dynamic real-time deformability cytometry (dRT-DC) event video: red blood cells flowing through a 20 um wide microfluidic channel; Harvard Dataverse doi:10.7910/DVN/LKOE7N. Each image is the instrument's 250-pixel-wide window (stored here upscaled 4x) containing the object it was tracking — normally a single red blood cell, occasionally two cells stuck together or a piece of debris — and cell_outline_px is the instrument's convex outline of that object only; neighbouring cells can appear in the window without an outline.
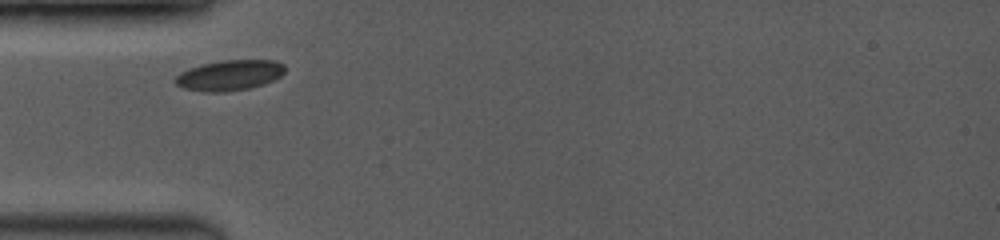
{"species": "common noctule bat (a hibernating species)", "species_latin": "Nyctalus noctula", "temperature_condition": "room temperature", "stored_images_in_passage": 3, "camera_frame_rate_fps": 3500, "um_per_image_px": 0.085, "animal": {"sex": "female", "body_mass_g": 19.0, "forearm_length_mm": 53.3}, "frame": {"image": 1, "passage_image": 1, "time_ms": 0.0, "image_size_px": [1000, 240], "cell_outline_px": [[284, 72], [280, 76], [264, 84], [248, 88], [224, 92], [204, 92], [184, 88], [176, 84], [172, 80], [180, 72], [188, 68], [200, 64], [220, 60], [276, 60], [284, 64]], "centroid_in_image_um": [19.47, 6.39], "position_along_channel_um": 65.5, "area_um2": 19.59}}
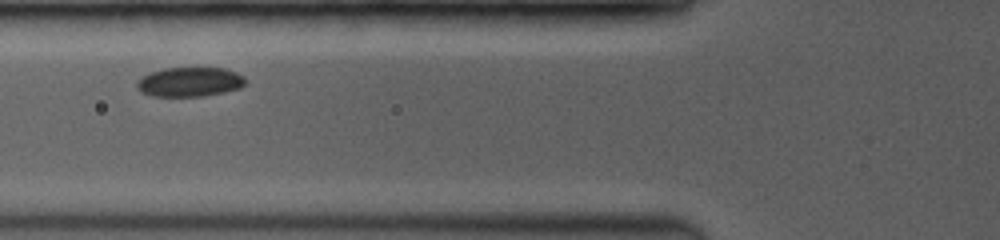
{"frame": {"image": 2, "passage_image": 2, "time_ms": 1.143, "image_size_px": [1000, 240], "cell_outline_px": [[248, 80], [240, 88], [224, 92], [204, 96], [152, 96], [140, 92], [136, 88], [136, 80], [140, 76], [148, 72], [164, 68], [224, 68], [236, 72], [244, 76]], "centroid_in_image_um": [16.09, 6.96], "position_along_channel_um": 109.7, "area_um2": 18.96}}
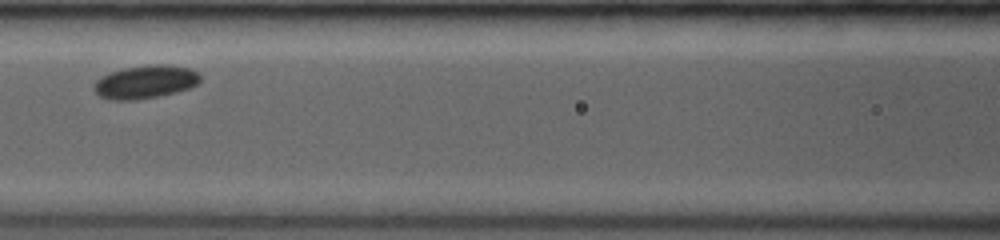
{"frame": {"image": 3, "passage_image": 3, "time_ms": 2.286, "image_size_px": [1000, 240], "cell_outline_px": [[200, 84], [176, 92], [160, 96], [136, 100], [108, 100], [100, 96], [92, 88], [96, 80], [112, 72], [124, 68], [148, 64], [168, 64], [188, 68], [200, 72]], "centroid_in_image_um": [12.39, 6.96], "position_along_channel_um": 154.2, "area_um2": 20.75}}